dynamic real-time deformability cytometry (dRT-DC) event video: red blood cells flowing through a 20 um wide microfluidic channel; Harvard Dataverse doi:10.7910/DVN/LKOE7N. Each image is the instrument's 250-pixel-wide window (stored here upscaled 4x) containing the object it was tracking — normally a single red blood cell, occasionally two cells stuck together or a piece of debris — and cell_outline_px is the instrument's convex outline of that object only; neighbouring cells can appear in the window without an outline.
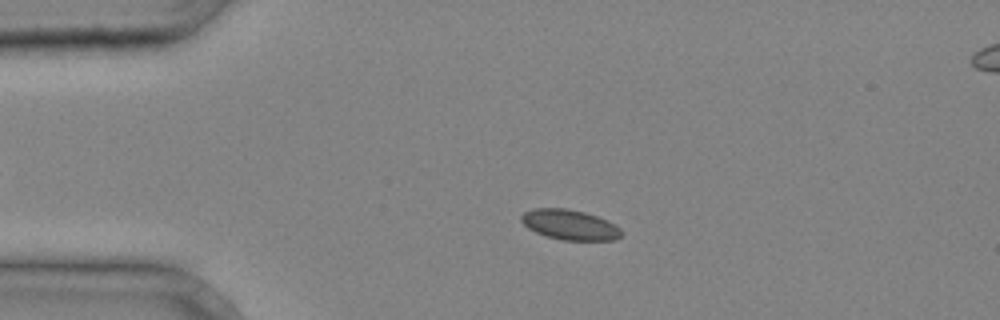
{"species": "common noctule bat (a hibernating species)", "species_latin": "Nyctalus noctula", "temperature_condition": "cold", "stored_images_in_passage": 4, "camera_frame_rate_fps": 3000, "um_per_image_px": 0.085, "animal": {"sex": "male", "body_mass_g": 20.4}, "frame": {"image": 1, "passage_image": 2, "time_ms": 0.333, "image_size_px": [1000, 320], "cell_outline_px": [[620, 236], [616, 240], [564, 240], [548, 236], [536, 232], [528, 228], [520, 220], [520, 216], [524, 212], [532, 208], [564, 208], [584, 212], [608, 220], [616, 224], [620, 228]], "centroid_in_image_um": [48.42, 19.09], "position_along_channel_um": 36.6, "area_um2": 17.51}}